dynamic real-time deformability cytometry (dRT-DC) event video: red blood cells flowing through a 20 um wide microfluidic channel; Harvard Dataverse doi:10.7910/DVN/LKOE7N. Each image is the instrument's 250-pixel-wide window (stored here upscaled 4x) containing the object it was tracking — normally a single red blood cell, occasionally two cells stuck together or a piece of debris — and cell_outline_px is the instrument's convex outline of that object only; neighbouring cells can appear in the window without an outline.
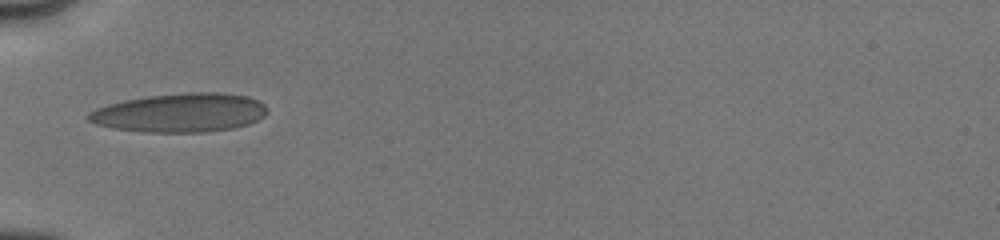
{"species": "human", "species_latin": "Homo sapiens", "temperature_condition": "cold", "stored_images_in_passage": 2, "camera_frame_rate_fps": 3000, "um_per_image_px": 0.085, "donor": {"sex": "male"}, "frame": {"image": 1, "passage_image": 1, "time_ms": 0.0, "image_size_px": [1000, 240], "cell_outline_px": [[268, 112], [264, 116], [248, 124], [232, 128], [204, 132], [144, 132], [112, 128], [96, 124], [88, 120], [88, 112], [96, 108], [108, 104], [124, 100], [148, 96], [184, 92], [220, 92], [248, 96], [260, 100], [268, 108]], "centroid_in_image_um": [15.33, 9.57], "position_along_channel_um": 69.7, "area_um2": 40.69}}